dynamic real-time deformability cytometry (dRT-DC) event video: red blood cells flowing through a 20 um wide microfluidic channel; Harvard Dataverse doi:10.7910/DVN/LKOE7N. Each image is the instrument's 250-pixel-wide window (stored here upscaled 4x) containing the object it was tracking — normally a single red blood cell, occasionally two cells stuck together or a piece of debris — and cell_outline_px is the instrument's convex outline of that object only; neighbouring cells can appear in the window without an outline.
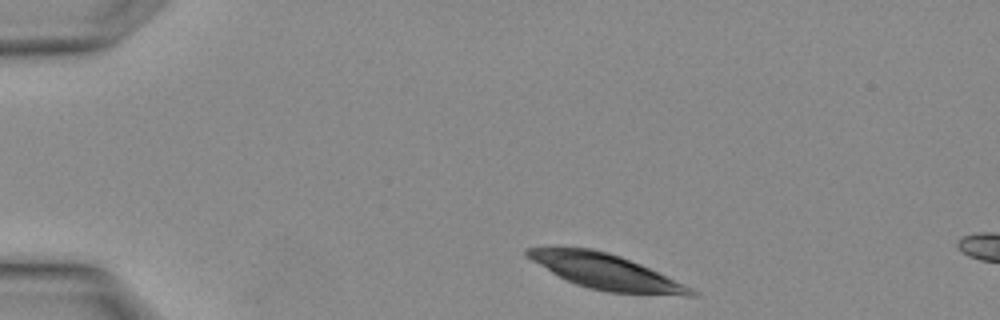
{"species": "Egyptian fruit bat (a non-hibernating species)", "species_latin": "Rousettus aegyptiacus", "temperature_condition": "warm", "stored_images_in_passage": 2, "camera_frame_rate_fps": 3000, "um_per_image_px": 0.085, "animal": {"sex": "female"}, "frame": {"image": 1, "passage_image": 1, "time_ms": 0.0, "image_size_px": [1000, 320], "cell_outline_px": [[696, 296], [684, 296], [608, 292], [588, 288], [564, 280], [524, 256], [524, 252], [528, 248], [592, 248], [608, 252], [620, 256], [640, 264], [684, 284], [692, 288], [696, 292]], "centroid_in_image_um": [51.49, 23.11], "position_along_channel_um": 33.5, "area_um2": 33.29}}